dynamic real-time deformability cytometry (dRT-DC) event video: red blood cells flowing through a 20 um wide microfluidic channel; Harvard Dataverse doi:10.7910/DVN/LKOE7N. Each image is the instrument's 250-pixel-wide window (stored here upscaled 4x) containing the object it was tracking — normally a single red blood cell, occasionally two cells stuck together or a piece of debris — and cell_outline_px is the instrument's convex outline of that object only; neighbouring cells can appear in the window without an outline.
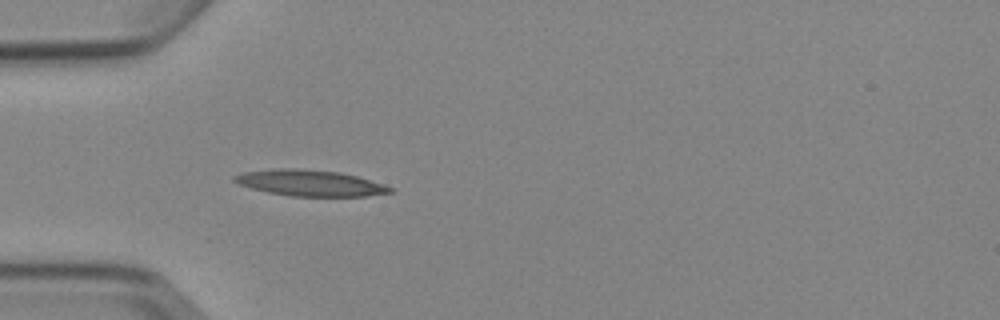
{"species": "Egyptian fruit bat (a non-hibernating species)", "species_latin": "Rousettus aegyptiacus", "temperature_condition": "cold", "stored_images_in_passage": 4, "camera_frame_rate_fps": 3000, "um_per_image_px": 0.085, "animal": {"sex": "female"}, "frame": {"image": 1, "passage_image": 4, "time_ms": 3.667, "image_size_px": [1000, 320], "cell_outline_px": [[392, 192], [364, 196], [292, 196], [268, 192], [252, 188], [240, 184], [232, 180], [232, 176], [244, 172], [272, 168], [300, 168], [340, 172], [356, 176], [392, 188]], "centroid_in_image_um": [26.28, 15.54], "position_along_channel_um": 58.7, "area_um2": 23.41}}